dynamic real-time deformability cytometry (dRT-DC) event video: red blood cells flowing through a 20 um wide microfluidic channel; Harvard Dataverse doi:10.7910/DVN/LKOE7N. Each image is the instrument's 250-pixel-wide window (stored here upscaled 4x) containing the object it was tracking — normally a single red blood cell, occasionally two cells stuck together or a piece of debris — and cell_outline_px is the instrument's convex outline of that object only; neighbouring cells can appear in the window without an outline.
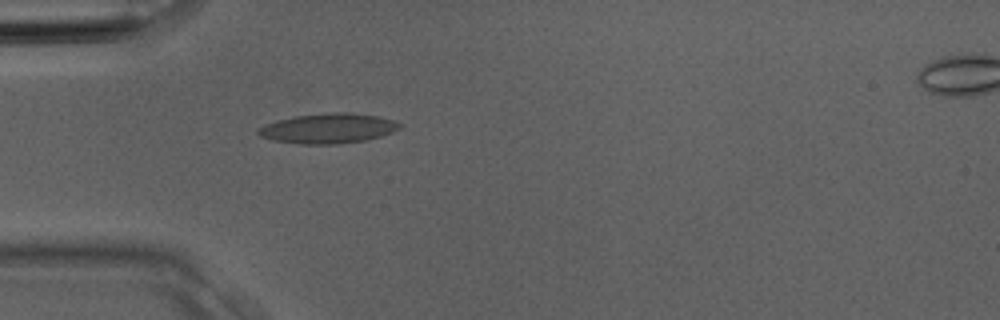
{"species": "Egyptian fruit bat (a non-hibernating species)", "species_latin": "Rousettus aegyptiacus", "temperature_condition": "room temperature", "stored_images_in_passage": 2, "camera_frame_rate_fps": 3000, "um_per_image_px": 0.085, "animal": {"sex": "male"}, "frame": {"image": 1, "passage_image": 1, "time_ms": 0.0, "image_size_px": [1000, 320], "cell_outline_px": [[400, 128], [392, 132], [380, 136], [364, 140], [336, 144], [300, 144], [272, 140], [260, 136], [256, 132], [256, 128], [264, 124], [296, 116], [332, 112], [348, 112], [380, 116], [392, 120], [400, 124]], "centroid_in_image_um": [27.86, 10.91], "position_along_channel_um": 57.1, "area_um2": 24.57}}